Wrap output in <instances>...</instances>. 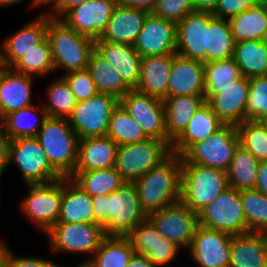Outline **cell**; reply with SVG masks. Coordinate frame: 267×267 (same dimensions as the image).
Returning a JSON list of instances; mask_svg holds the SVG:
<instances>
[{"label": "cell", "instance_id": "obj_1", "mask_svg": "<svg viewBox=\"0 0 267 267\" xmlns=\"http://www.w3.org/2000/svg\"><path fill=\"white\" fill-rule=\"evenodd\" d=\"M92 201L94 223L102 225L107 236H127L148 216L133 183L125 182L108 195L92 196Z\"/></svg>", "mask_w": 267, "mask_h": 267}, {"label": "cell", "instance_id": "obj_2", "mask_svg": "<svg viewBox=\"0 0 267 267\" xmlns=\"http://www.w3.org/2000/svg\"><path fill=\"white\" fill-rule=\"evenodd\" d=\"M133 184L147 215L176 203L181 198L182 156L172 153Z\"/></svg>", "mask_w": 267, "mask_h": 267}, {"label": "cell", "instance_id": "obj_3", "mask_svg": "<svg viewBox=\"0 0 267 267\" xmlns=\"http://www.w3.org/2000/svg\"><path fill=\"white\" fill-rule=\"evenodd\" d=\"M36 138L51 166L63 178H70L77 166L79 138L68 119L48 117Z\"/></svg>", "mask_w": 267, "mask_h": 267}, {"label": "cell", "instance_id": "obj_4", "mask_svg": "<svg viewBox=\"0 0 267 267\" xmlns=\"http://www.w3.org/2000/svg\"><path fill=\"white\" fill-rule=\"evenodd\" d=\"M47 38L55 71L60 68L67 73L87 68L89 57L95 50L94 39L77 33L55 18L49 20Z\"/></svg>", "mask_w": 267, "mask_h": 267}, {"label": "cell", "instance_id": "obj_5", "mask_svg": "<svg viewBox=\"0 0 267 267\" xmlns=\"http://www.w3.org/2000/svg\"><path fill=\"white\" fill-rule=\"evenodd\" d=\"M227 188V172L195 163H182L180 200L195 212L199 213Z\"/></svg>", "mask_w": 267, "mask_h": 267}, {"label": "cell", "instance_id": "obj_6", "mask_svg": "<svg viewBox=\"0 0 267 267\" xmlns=\"http://www.w3.org/2000/svg\"><path fill=\"white\" fill-rule=\"evenodd\" d=\"M172 154L171 146L162 140L144 141L118 146L114 168L123 180L133 183Z\"/></svg>", "mask_w": 267, "mask_h": 267}, {"label": "cell", "instance_id": "obj_7", "mask_svg": "<svg viewBox=\"0 0 267 267\" xmlns=\"http://www.w3.org/2000/svg\"><path fill=\"white\" fill-rule=\"evenodd\" d=\"M51 253L93 254L107 237L102 225L98 223H56L46 234Z\"/></svg>", "mask_w": 267, "mask_h": 267}, {"label": "cell", "instance_id": "obj_8", "mask_svg": "<svg viewBox=\"0 0 267 267\" xmlns=\"http://www.w3.org/2000/svg\"><path fill=\"white\" fill-rule=\"evenodd\" d=\"M239 145L237 126L223 124L205 140L194 143L182 155V163H195L227 172Z\"/></svg>", "mask_w": 267, "mask_h": 267}, {"label": "cell", "instance_id": "obj_9", "mask_svg": "<svg viewBox=\"0 0 267 267\" xmlns=\"http://www.w3.org/2000/svg\"><path fill=\"white\" fill-rule=\"evenodd\" d=\"M27 193L21 199L25 217L46 234L59 218L63 197V178L46 184H27Z\"/></svg>", "mask_w": 267, "mask_h": 267}, {"label": "cell", "instance_id": "obj_10", "mask_svg": "<svg viewBox=\"0 0 267 267\" xmlns=\"http://www.w3.org/2000/svg\"><path fill=\"white\" fill-rule=\"evenodd\" d=\"M17 166L27 184H46L63 178L50 164L36 137L12 140L9 165Z\"/></svg>", "mask_w": 267, "mask_h": 267}, {"label": "cell", "instance_id": "obj_11", "mask_svg": "<svg viewBox=\"0 0 267 267\" xmlns=\"http://www.w3.org/2000/svg\"><path fill=\"white\" fill-rule=\"evenodd\" d=\"M118 104L116 97L103 93L79 101L67 118L69 125L79 139L106 136L112 112Z\"/></svg>", "mask_w": 267, "mask_h": 267}, {"label": "cell", "instance_id": "obj_12", "mask_svg": "<svg viewBox=\"0 0 267 267\" xmlns=\"http://www.w3.org/2000/svg\"><path fill=\"white\" fill-rule=\"evenodd\" d=\"M199 225L232 236L248 232L240 191L227 188L199 213Z\"/></svg>", "mask_w": 267, "mask_h": 267}, {"label": "cell", "instance_id": "obj_13", "mask_svg": "<svg viewBox=\"0 0 267 267\" xmlns=\"http://www.w3.org/2000/svg\"><path fill=\"white\" fill-rule=\"evenodd\" d=\"M147 218L166 239L187 250L199 225L198 213L181 200L149 213Z\"/></svg>", "mask_w": 267, "mask_h": 267}, {"label": "cell", "instance_id": "obj_14", "mask_svg": "<svg viewBox=\"0 0 267 267\" xmlns=\"http://www.w3.org/2000/svg\"><path fill=\"white\" fill-rule=\"evenodd\" d=\"M250 78L242 76L227 87H205V100L223 124L238 126L246 120Z\"/></svg>", "mask_w": 267, "mask_h": 267}, {"label": "cell", "instance_id": "obj_15", "mask_svg": "<svg viewBox=\"0 0 267 267\" xmlns=\"http://www.w3.org/2000/svg\"><path fill=\"white\" fill-rule=\"evenodd\" d=\"M119 103L140 124L148 138L168 143L163 100L133 88Z\"/></svg>", "mask_w": 267, "mask_h": 267}, {"label": "cell", "instance_id": "obj_16", "mask_svg": "<svg viewBox=\"0 0 267 267\" xmlns=\"http://www.w3.org/2000/svg\"><path fill=\"white\" fill-rule=\"evenodd\" d=\"M213 12L193 11L176 24V54L207 62V31Z\"/></svg>", "mask_w": 267, "mask_h": 267}, {"label": "cell", "instance_id": "obj_17", "mask_svg": "<svg viewBox=\"0 0 267 267\" xmlns=\"http://www.w3.org/2000/svg\"><path fill=\"white\" fill-rule=\"evenodd\" d=\"M232 235L198 225L189 254L198 267H228Z\"/></svg>", "mask_w": 267, "mask_h": 267}, {"label": "cell", "instance_id": "obj_18", "mask_svg": "<svg viewBox=\"0 0 267 267\" xmlns=\"http://www.w3.org/2000/svg\"><path fill=\"white\" fill-rule=\"evenodd\" d=\"M117 0H89L70 9L60 20L77 33L98 39L105 30Z\"/></svg>", "mask_w": 267, "mask_h": 267}, {"label": "cell", "instance_id": "obj_19", "mask_svg": "<svg viewBox=\"0 0 267 267\" xmlns=\"http://www.w3.org/2000/svg\"><path fill=\"white\" fill-rule=\"evenodd\" d=\"M176 36V23L148 13L133 46L141 57L176 54Z\"/></svg>", "mask_w": 267, "mask_h": 267}, {"label": "cell", "instance_id": "obj_20", "mask_svg": "<svg viewBox=\"0 0 267 267\" xmlns=\"http://www.w3.org/2000/svg\"><path fill=\"white\" fill-rule=\"evenodd\" d=\"M135 253L145 255L156 266L165 267L176 258L179 248L166 239L147 218L126 236Z\"/></svg>", "mask_w": 267, "mask_h": 267}, {"label": "cell", "instance_id": "obj_21", "mask_svg": "<svg viewBox=\"0 0 267 267\" xmlns=\"http://www.w3.org/2000/svg\"><path fill=\"white\" fill-rule=\"evenodd\" d=\"M52 17L40 13L13 34H9L0 44L1 65L11 68L27 52L34 49L47 37L49 20Z\"/></svg>", "mask_w": 267, "mask_h": 267}, {"label": "cell", "instance_id": "obj_22", "mask_svg": "<svg viewBox=\"0 0 267 267\" xmlns=\"http://www.w3.org/2000/svg\"><path fill=\"white\" fill-rule=\"evenodd\" d=\"M33 76L1 65L0 121L11 112L32 106Z\"/></svg>", "mask_w": 267, "mask_h": 267}, {"label": "cell", "instance_id": "obj_23", "mask_svg": "<svg viewBox=\"0 0 267 267\" xmlns=\"http://www.w3.org/2000/svg\"><path fill=\"white\" fill-rule=\"evenodd\" d=\"M205 96L204 63L173 54L168 97Z\"/></svg>", "mask_w": 267, "mask_h": 267}, {"label": "cell", "instance_id": "obj_24", "mask_svg": "<svg viewBox=\"0 0 267 267\" xmlns=\"http://www.w3.org/2000/svg\"><path fill=\"white\" fill-rule=\"evenodd\" d=\"M147 15V11L118 3L105 30L96 40L114 44L134 45Z\"/></svg>", "mask_w": 267, "mask_h": 267}, {"label": "cell", "instance_id": "obj_25", "mask_svg": "<svg viewBox=\"0 0 267 267\" xmlns=\"http://www.w3.org/2000/svg\"><path fill=\"white\" fill-rule=\"evenodd\" d=\"M95 51L119 73L132 89L136 88L140 78L142 57L133 45L95 40Z\"/></svg>", "mask_w": 267, "mask_h": 267}, {"label": "cell", "instance_id": "obj_26", "mask_svg": "<svg viewBox=\"0 0 267 267\" xmlns=\"http://www.w3.org/2000/svg\"><path fill=\"white\" fill-rule=\"evenodd\" d=\"M173 64V54L141 58L140 78L136 90L165 100Z\"/></svg>", "mask_w": 267, "mask_h": 267}, {"label": "cell", "instance_id": "obj_27", "mask_svg": "<svg viewBox=\"0 0 267 267\" xmlns=\"http://www.w3.org/2000/svg\"><path fill=\"white\" fill-rule=\"evenodd\" d=\"M117 149L118 145L108 136L79 139L75 171L113 168Z\"/></svg>", "mask_w": 267, "mask_h": 267}, {"label": "cell", "instance_id": "obj_28", "mask_svg": "<svg viewBox=\"0 0 267 267\" xmlns=\"http://www.w3.org/2000/svg\"><path fill=\"white\" fill-rule=\"evenodd\" d=\"M228 267H267V234L247 232L232 236Z\"/></svg>", "mask_w": 267, "mask_h": 267}, {"label": "cell", "instance_id": "obj_29", "mask_svg": "<svg viewBox=\"0 0 267 267\" xmlns=\"http://www.w3.org/2000/svg\"><path fill=\"white\" fill-rule=\"evenodd\" d=\"M223 123L205 101L195 112L184 132L172 143V153L182 156L194 143L205 140Z\"/></svg>", "mask_w": 267, "mask_h": 267}, {"label": "cell", "instance_id": "obj_30", "mask_svg": "<svg viewBox=\"0 0 267 267\" xmlns=\"http://www.w3.org/2000/svg\"><path fill=\"white\" fill-rule=\"evenodd\" d=\"M92 196L71 178H63V197L57 223H94Z\"/></svg>", "mask_w": 267, "mask_h": 267}, {"label": "cell", "instance_id": "obj_31", "mask_svg": "<svg viewBox=\"0 0 267 267\" xmlns=\"http://www.w3.org/2000/svg\"><path fill=\"white\" fill-rule=\"evenodd\" d=\"M205 96H175L164 100L168 144L184 132L195 112L205 102Z\"/></svg>", "mask_w": 267, "mask_h": 267}, {"label": "cell", "instance_id": "obj_32", "mask_svg": "<svg viewBox=\"0 0 267 267\" xmlns=\"http://www.w3.org/2000/svg\"><path fill=\"white\" fill-rule=\"evenodd\" d=\"M235 43L247 40H267V4H258L228 19Z\"/></svg>", "mask_w": 267, "mask_h": 267}, {"label": "cell", "instance_id": "obj_33", "mask_svg": "<svg viewBox=\"0 0 267 267\" xmlns=\"http://www.w3.org/2000/svg\"><path fill=\"white\" fill-rule=\"evenodd\" d=\"M86 70L99 93L112 95L120 101L132 89L95 50L89 57Z\"/></svg>", "mask_w": 267, "mask_h": 267}, {"label": "cell", "instance_id": "obj_34", "mask_svg": "<svg viewBox=\"0 0 267 267\" xmlns=\"http://www.w3.org/2000/svg\"><path fill=\"white\" fill-rule=\"evenodd\" d=\"M235 62L242 76L253 78L267 75V40H247L235 43Z\"/></svg>", "mask_w": 267, "mask_h": 267}, {"label": "cell", "instance_id": "obj_35", "mask_svg": "<svg viewBox=\"0 0 267 267\" xmlns=\"http://www.w3.org/2000/svg\"><path fill=\"white\" fill-rule=\"evenodd\" d=\"M47 118L48 115L43 106L32 105L11 112L1 122L5 132L14 140L20 137H36Z\"/></svg>", "mask_w": 267, "mask_h": 267}, {"label": "cell", "instance_id": "obj_36", "mask_svg": "<svg viewBox=\"0 0 267 267\" xmlns=\"http://www.w3.org/2000/svg\"><path fill=\"white\" fill-rule=\"evenodd\" d=\"M70 178L91 196L111 194L125 183L114 167L91 171H74Z\"/></svg>", "mask_w": 267, "mask_h": 267}, {"label": "cell", "instance_id": "obj_37", "mask_svg": "<svg viewBox=\"0 0 267 267\" xmlns=\"http://www.w3.org/2000/svg\"><path fill=\"white\" fill-rule=\"evenodd\" d=\"M260 162L242 145L236 149L227 171L228 185L236 190L253 189Z\"/></svg>", "mask_w": 267, "mask_h": 267}, {"label": "cell", "instance_id": "obj_38", "mask_svg": "<svg viewBox=\"0 0 267 267\" xmlns=\"http://www.w3.org/2000/svg\"><path fill=\"white\" fill-rule=\"evenodd\" d=\"M135 253L126 236H107L91 260L98 267H127Z\"/></svg>", "mask_w": 267, "mask_h": 267}, {"label": "cell", "instance_id": "obj_39", "mask_svg": "<svg viewBox=\"0 0 267 267\" xmlns=\"http://www.w3.org/2000/svg\"><path fill=\"white\" fill-rule=\"evenodd\" d=\"M235 41L228 20L215 17L207 31V62L234 56Z\"/></svg>", "mask_w": 267, "mask_h": 267}, {"label": "cell", "instance_id": "obj_40", "mask_svg": "<svg viewBox=\"0 0 267 267\" xmlns=\"http://www.w3.org/2000/svg\"><path fill=\"white\" fill-rule=\"evenodd\" d=\"M118 146L137 143L148 139L140 124L121 106L113 110L107 135Z\"/></svg>", "mask_w": 267, "mask_h": 267}, {"label": "cell", "instance_id": "obj_41", "mask_svg": "<svg viewBox=\"0 0 267 267\" xmlns=\"http://www.w3.org/2000/svg\"><path fill=\"white\" fill-rule=\"evenodd\" d=\"M46 98L48 100L42 106L52 118H68L77 104L74 93L62 76H57L47 86Z\"/></svg>", "mask_w": 267, "mask_h": 267}, {"label": "cell", "instance_id": "obj_42", "mask_svg": "<svg viewBox=\"0 0 267 267\" xmlns=\"http://www.w3.org/2000/svg\"><path fill=\"white\" fill-rule=\"evenodd\" d=\"M15 72L30 75L33 77L48 76L55 70L51 47L46 37L40 44L34 47L20 58L12 67Z\"/></svg>", "mask_w": 267, "mask_h": 267}, {"label": "cell", "instance_id": "obj_43", "mask_svg": "<svg viewBox=\"0 0 267 267\" xmlns=\"http://www.w3.org/2000/svg\"><path fill=\"white\" fill-rule=\"evenodd\" d=\"M248 232L267 234V196L257 189L240 191Z\"/></svg>", "mask_w": 267, "mask_h": 267}, {"label": "cell", "instance_id": "obj_44", "mask_svg": "<svg viewBox=\"0 0 267 267\" xmlns=\"http://www.w3.org/2000/svg\"><path fill=\"white\" fill-rule=\"evenodd\" d=\"M240 145L259 162L267 161V131L260 121L245 120L237 126Z\"/></svg>", "mask_w": 267, "mask_h": 267}, {"label": "cell", "instance_id": "obj_45", "mask_svg": "<svg viewBox=\"0 0 267 267\" xmlns=\"http://www.w3.org/2000/svg\"><path fill=\"white\" fill-rule=\"evenodd\" d=\"M205 87H227L242 77L234 58L204 63Z\"/></svg>", "mask_w": 267, "mask_h": 267}, {"label": "cell", "instance_id": "obj_46", "mask_svg": "<svg viewBox=\"0 0 267 267\" xmlns=\"http://www.w3.org/2000/svg\"><path fill=\"white\" fill-rule=\"evenodd\" d=\"M267 117V75L250 78L246 104V120L260 121Z\"/></svg>", "mask_w": 267, "mask_h": 267}, {"label": "cell", "instance_id": "obj_47", "mask_svg": "<svg viewBox=\"0 0 267 267\" xmlns=\"http://www.w3.org/2000/svg\"><path fill=\"white\" fill-rule=\"evenodd\" d=\"M64 74L61 76L67 81L77 102L87 100L99 93L92 77L86 69L70 71Z\"/></svg>", "mask_w": 267, "mask_h": 267}, {"label": "cell", "instance_id": "obj_48", "mask_svg": "<svg viewBox=\"0 0 267 267\" xmlns=\"http://www.w3.org/2000/svg\"><path fill=\"white\" fill-rule=\"evenodd\" d=\"M193 11L195 9L192 0H157L151 13L177 24Z\"/></svg>", "mask_w": 267, "mask_h": 267}, {"label": "cell", "instance_id": "obj_49", "mask_svg": "<svg viewBox=\"0 0 267 267\" xmlns=\"http://www.w3.org/2000/svg\"><path fill=\"white\" fill-rule=\"evenodd\" d=\"M0 256L4 259L6 267H61L54 261L41 257H19L11 248L8 247L5 241L0 240Z\"/></svg>", "mask_w": 267, "mask_h": 267}, {"label": "cell", "instance_id": "obj_50", "mask_svg": "<svg viewBox=\"0 0 267 267\" xmlns=\"http://www.w3.org/2000/svg\"><path fill=\"white\" fill-rule=\"evenodd\" d=\"M260 1L261 0H219L213 15L217 18L228 20L243 11H247Z\"/></svg>", "mask_w": 267, "mask_h": 267}, {"label": "cell", "instance_id": "obj_51", "mask_svg": "<svg viewBox=\"0 0 267 267\" xmlns=\"http://www.w3.org/2000/svg\"><path fill=\"white\" fill-rule=\"evenodd\" d=\"M12 139L5 132V129L0 121V170L4 173L9 166L10 146Z\"/></svg>", "mask_w": 267, "mask_h": 267}, {"label": "cell", "instance_id": "obj_52", "mask_svg": "<svg viewBox=\"0 0 267 267\" xmlns=\"http://www.w3.org/2000/svg\"><path fill=\"white\" fill-rule=\"evenodd\" d=\"M254 188L267 196V161L259 164Z\"/></svg>", "mask_w": 267, "mask_h": 267}, {"label": "cell", "instance_id": "obj_53", "mask_svg": "<svg viewBox=\"0 0 267 267\" xmlns=\"http://www.w3.org/2000/svg\"><path fill=\"white\" fill-rule=\"evenodd\" d=\"M117 2L124 6L141 9L151 13L157 0H117Z\"/></svg>", "mask_w": 267, "mask_h": 267}, {"label": "cell", "instance_id": "obj_54", "mask_svg": "<svg viewBox=\"0 0 267 267\" xmlns=\"http://www.w3.org/2000/svg\"><path fill=\"white\" fill-rule=\"evenodd\" d=\"M89 0H64V2L50 15L52 18L61 19L70 9Z\"/></svg>", "mask_w": 267, "mask_h": 267}, {"label": "cell", "instance_id": "obj_55", "mask_svg": "<svg viewBox=\"0 0 267 267\" xmlns=\"http://www.w3.org/2000/svg\"><path fill=\"white\" fill-rule=\"evenodd\" d=\"M127 267H158L145 255L134 253Z\"/></svg>", "mask_w": 267, "mask_h": 267}, {"label": "cell", "instance_id": "obj_56", "mask_svg": "<svg viewBox=\"0 0 267 267\" xmlns=\"http://www.w3.org/2000/svg\"><path fill=\"white\" fill-rule=\"evenodd\" d=\"M195 11L214 12L219 0H192Z\"/></svg>", "mask_w": 267, "mask_h": 267}, {"label": "cell", "instance_id": "obj_57", "mask_svg": "<svg viewBox=\"0 0 267 267\" xmlns=\"http://www.w3.org/2000/svg\"><path fill=\"white\" fill-rule=\"evenodd\" d=\"M63 2L64 0H34V6L37 8V6L51 5L52 8L49 12H45V14L51 15Z\"/></svg>", "mask_w": 267, "mask_h": 267}, {"label": "cell", "instance_id": "obj_58", "mask_svg": "<svg viewBox=\"0 0 267 267\" xmlns=\"http://www.w3.org/2000/svg\"><path fill=\"white\" fill-rule=\"evenodd\" d=\"M24 1H26V0H0V7L15 6V5L20 4ZM31 3L33 4L32 6H34V0H31Z\"/></svg>", "mask_w": 267, "mask_h": 267}, {"label": "cell", "instance_id": "obj_59", "mask_svg": "<svg viewBox=\"0 0 267 267\" xmlns=\"http://www.w3.org/2000/svg\"><path fill=\"white\" fill-rule=\"evenodd\" d=\"M64 267V266H61ZM66 267V266H65ZM72 267H98L92 260H83L81 263Z\"/></svg>", "mask_w": 267, "mask_h": 267}, {"label": "cell", "instance_id": "obj_60", "mask_svg": "<svg viewBox=\"0 0 267 267\" xmlns=\"http://www.w3.org/2000/svg\"><path fill=\"white\" fill-rule=\"evenodd\" d=\"M260 122L264 125L266 131H267V117L263 118L262 120H260Z\"/></svg>", "mask_w": 267, "mask_h": 267}, {"label": "cell", "instance_id": "obj_61", "mask_svg": "<svg viewBox=\"0 0 267 267\" xmlns=\"http://www.w3.org/2000/svg\"><path fill=\"white\" fill-rule=\"evenodd\" d=\"M0 267H6L4 259L0 256Z\"/></svg>", "mask_w": 267, "mask_h": 267}, {"label": "cell", "instance_id": "obj_62", "mask_svg": "<svg viewBox=\"0 0 267 267\" xmlns=\"http://www.w3.org/2000/svg\"><path fill=\"white\" fill-rule=\"evenodd\" d=\"M3 172L0 170V183H1V178H2ZM1 186V185H0Z\"/></svg>", "mask_w": 267, "mask_h": 267}]
</instances>
